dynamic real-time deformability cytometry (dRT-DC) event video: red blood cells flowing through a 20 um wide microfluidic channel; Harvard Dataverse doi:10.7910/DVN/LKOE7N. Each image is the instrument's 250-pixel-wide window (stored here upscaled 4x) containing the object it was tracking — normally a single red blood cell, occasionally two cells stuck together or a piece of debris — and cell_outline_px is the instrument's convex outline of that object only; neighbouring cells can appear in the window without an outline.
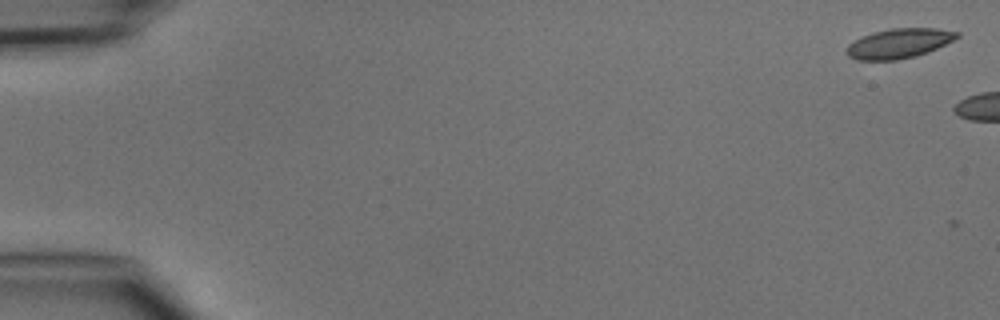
{"species": "common noctule bat (a hibernating species)", "species_latin": "Nyctalus noctula", "temperature_condition": "cold", "stored_images_in_passage": 3, "camera_frame_rate_fps": 3000, "um_per_image_px": 0.085, "animal": {"sex": "male", "body_mass_g": 15.6}, "frame": {"image": 1, "passage_image": 1, "time_ms": 0.0, "image_size_px": [1000, 320], "cell_outline_px": [[960, 36], [928, 52], [916, 56], [896, 60], [856, 60], [848, 56], [844, 48], [848, 44], [872, 32], [888, 28], [936, 28], [960, 32]], "centroid_in_image_um": [76.38, 3.69], "position_along_channel_um": 8.6, "area_um2": 19.13}}